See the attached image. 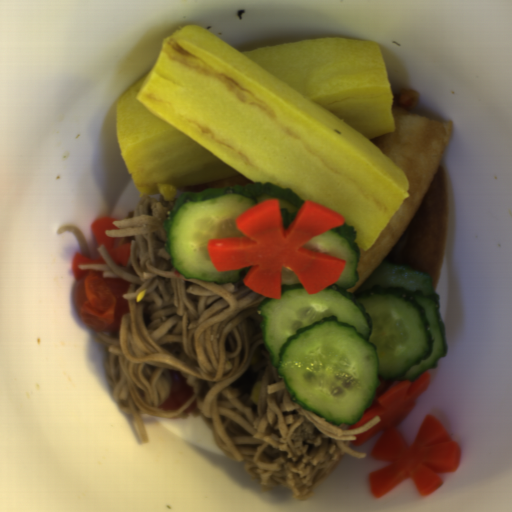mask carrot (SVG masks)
<instances>
[{
	"label": "carrot",
	"instance_id": "carrot-4",
	"mask_svg": "<svg viewBox=\"0 0 512 512\" xmlns=\"http://www.w3.org/2000/svg\"><path fill=\"white\" fill-rule=\"evenodd\" d=\"M103 264H106V262L102 255H99L98 258H90V257H87V256L77 252L74 255L73 261H72V270H73V273H74L77 283L90 271H94L92 269L81 270L79 268L80 265H100L101 266Z\"/></svg>",
	"mask_w": 512,
	"mask_h": 512
},
{
	"label": "carrot",
	"instance_id": "carrot-3",
	"mask_svg": "<svg viewBox=\"0 0 512 512\" xmlns=\"http://www.w3.org/2000/svg\"><path fill=\"white\" fill-rule=\"evenodd\" d=\"M116 220L118 219L101 216L92 222L90 228L99 247H105L111 260L121 267H127L131 258V244L116 247L119 238L109 237L106 234L108 230H118L119 227L113 224Z\"/></svg>",
	"mask_w": 512,
	"mask_h": 512
},
{
	"label": "carrot",
	"instance_id": "carrot-1",
	"mask_svg": "<svg viewBox=\"0 0 512 512\" xmlns=\"http://www.w3.org/2000/svg\"><path fill=\"white\" fill-rule=\"evenodd\" d=\"M345 221L339 213L306 199L285 229L280 201L267 199L235 218L245 236L208 239L206 245L217 272L249 267L242 281L264 297L281 298L284 266L312 295L339 280L346 260L303 245Z\"/></svg>",
	"mask_w": 512,
	"mask_h": 512
},
{
	"label": "carrot",
	"instance_id": "carrot-2",
	"mask_svg": "<svg viewBox=\"0 0 512 512\" xmlns=\"http://www.w3.org/2000/svg\"><path fill=\"white\" fill-rule=\"evenodd\" d=\"M430 383L426 370L415 381L399 380L364 410L362 417L347 430L358 429L375 416L379 422L350 441L360 446L381 432L370 459L387 464L368 472L373 496L380 497L406 479H412L419 495L427 496L444 482L439 473H451L460 466L461 451L446 426L435 416L426 414L412 444L407 445L398 426L415 409Z\"/></svg>",
	"mask_w": 512,
	"mask_h": 512
}]
</instances>
